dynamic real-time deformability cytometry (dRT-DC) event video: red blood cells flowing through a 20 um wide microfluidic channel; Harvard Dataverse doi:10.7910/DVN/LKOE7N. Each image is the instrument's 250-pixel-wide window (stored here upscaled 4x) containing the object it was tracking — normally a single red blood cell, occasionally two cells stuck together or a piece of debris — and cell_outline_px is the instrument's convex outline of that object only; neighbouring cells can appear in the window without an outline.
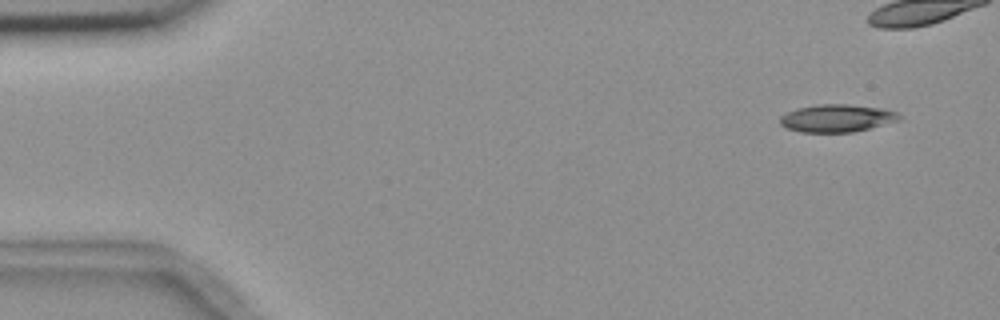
{"species": "common noctule bat (a hibernating species)", "species_latin": "Nyctalus noctula", "temperature_condition": "room temperature", "stored_images_in_passage": 4, "camera_frame_rate_fps": 3000, "um_per_image_px": 0.085, "animal": {"sex": "female", "body_mass_g": 18.4}, "frame": {"image": 1, "passage_image": 1, "time_ms": 0.0, "image_size_px": [1000, 320], "cell_outline_px": [[904, 116], [900, 120], [872, 128], [852, 132], [800, 132], [788, 128], [780, 124], [780, 116], [784, 112], [796, 108], [816, 104], [848, 104], [884, 108], [896, 112]], "centroid_in_image_um": [71.15, 10.04], "position_along_channel_um": 13.8, "area_um2": 19.54}}